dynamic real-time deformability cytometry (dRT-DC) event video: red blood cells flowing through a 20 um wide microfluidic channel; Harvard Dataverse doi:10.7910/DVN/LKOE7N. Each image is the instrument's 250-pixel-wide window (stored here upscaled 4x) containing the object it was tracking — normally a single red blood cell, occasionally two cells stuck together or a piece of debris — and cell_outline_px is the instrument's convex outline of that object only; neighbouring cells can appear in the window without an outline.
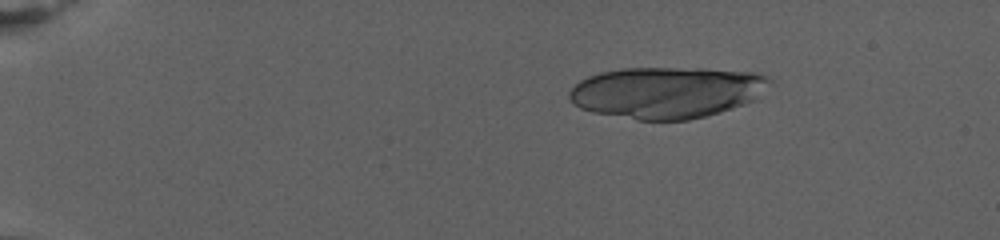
{"species": "human", "species_latin": "Homo sapiens", "temperature_condition": "warm", "stored_images_in_passage": 30, "camera_frame_rate_fps": 3000, "um_per_image_px": 0.085, "donor": {"sex": "female"}, "frame": {"image": 1, "passage_image": 13, "time_ms": 4.0, "image_size_px": [1000, 240], "cell_outline_px": [[776, 84], [752, 100], [744, 104], [720, 112], [688, 120], [636, 120], [592, 112], [580, 108], [572, 104], [568, 96], [568, 92], [580, 80], [588, 76], [600, 72], [620, 68], [700, 68], [756, 72], [768, 76]], "centroid_in_image_um": [56.7, 7.84], "position_along_channel_um": 28.3, "area_um2": 60.75}}